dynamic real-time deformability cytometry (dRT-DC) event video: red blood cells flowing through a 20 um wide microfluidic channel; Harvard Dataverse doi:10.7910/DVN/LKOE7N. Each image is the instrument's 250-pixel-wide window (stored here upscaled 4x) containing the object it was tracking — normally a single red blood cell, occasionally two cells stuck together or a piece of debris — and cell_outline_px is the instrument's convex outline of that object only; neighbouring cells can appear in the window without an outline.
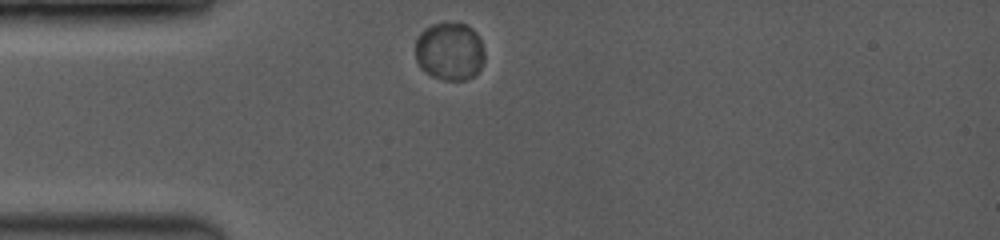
{"species": "common noctule bat (a hibernating species)", "species_latin": "Nyctalus noctula", "temperature_condition": "room temperature", "stored_images_in_passage": 24, "camera_frame_rate_fps": 3500, "um_per_image_px": 0.085, "animal": {"sex": "female", "body_mass_g": 19.0, "forearm_length_mm": 53.3}, "frame": {"image": 1, "passage_image": 1, "time_ms": 0.0, "image_size_px": [1000, 240], "cell_outline_px": [[484, 60], [480, 68], [472, 76], [464, 80], [444, 80], [432, 76], [420, 68], [416, 60], [416, 40], [420, 32], [424, 28], [432, 24], [444, 20], [448, 20], [464, 24], [472, 28], [480, 36], [484, 52]], "centroid_in_image_um": [38.21, 4.31], "position_along_channel_um": 46.8, "area_um2": 23.87}}
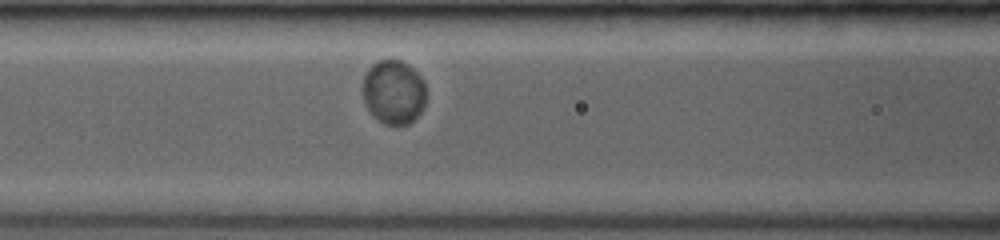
{"frame": {"image": 2, "passage_image": 15, "time_ms": 2.571, "image_size_px": [1000, 240], "cell_outline_px": [[424, 108], [408, 124], [384, 124], [372, 116], [364, 100], [360, 88], [364, 76], [368, 68], [372, 64], [380, 60], [400, 60], [408, 64], [424, 80]], "centroid_in_image_um": [33.42, 7.81], "position_along_channel_um": 133.2, "area_um2": 23.76}}
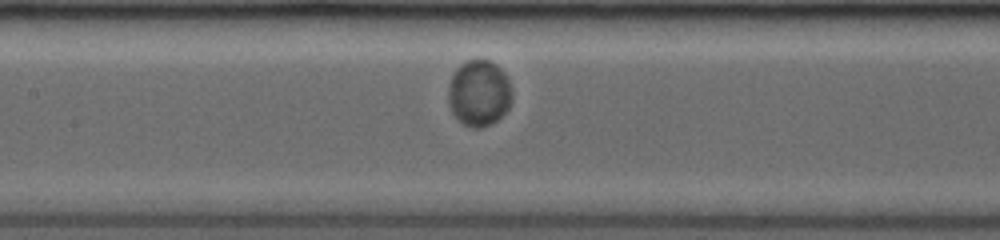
{"frame": {"image": 3, "passage_image": 20, "time_ms": 3.429, "image_size_px": [1000, 240], "cell_outline_px": [[512, 96], [508, 108], [492, 124], [480, 128], [472, 128], [464, 124], [452, 112], [448, 104], [448, 92], [452, 72], [460, 64], [468, 60], [488, 60], [496, 64], [508, 76], [512, 92]], "centroid_in_image_um": [40.71, 7.9], "position_along_channel_um": 166.7, "area_um2": 24.68}}